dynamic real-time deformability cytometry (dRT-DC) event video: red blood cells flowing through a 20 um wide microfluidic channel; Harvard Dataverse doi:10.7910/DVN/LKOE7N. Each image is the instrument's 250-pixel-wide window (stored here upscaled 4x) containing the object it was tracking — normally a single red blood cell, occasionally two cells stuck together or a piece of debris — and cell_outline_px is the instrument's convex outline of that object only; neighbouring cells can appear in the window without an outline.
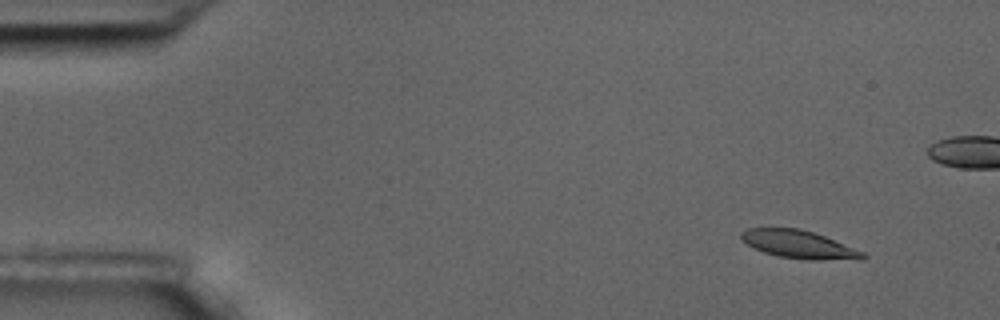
{"species": "common noctule bat (a hibernating species)", "species_latin": "Nyctalus noctula", "temperature_condition": "room temperature", "stored_images_in_passage": 6, "camera_frame_rate_fps": 3000, "um_per_image_px": 0.085, "animal": {"sex": "male", "body_mass_g": 17.5, "forearm_length_mm": 52.3}, "frame": {"image": 1, "passage_image": 2, "time_ms": 0.333, "image_size_px": [1000, 320], "cell_outline_px": [[868, 256], [864, 260], [812, 260], [780, 256], [764, 252], [752, 248], [740, 236], [740, 232], [748, 228], [800, 228], [824, 236], [864, 252]], "centroid_in_image_um": [67.95, 20.79], "position_along_channel_um": 17.1, "area_um2": 19.77}}